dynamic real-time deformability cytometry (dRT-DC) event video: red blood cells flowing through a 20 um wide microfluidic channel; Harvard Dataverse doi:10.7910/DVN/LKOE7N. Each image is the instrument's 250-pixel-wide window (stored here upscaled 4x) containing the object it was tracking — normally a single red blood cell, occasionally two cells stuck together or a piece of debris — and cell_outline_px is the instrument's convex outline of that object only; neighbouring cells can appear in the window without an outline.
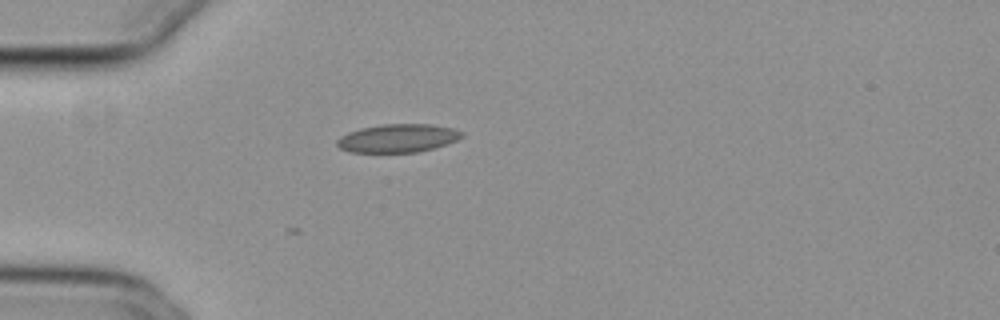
{"species": "common noctule bat (a hibernating species)", "species_latin": "Nyctalus noctula", "temperature_condition": "cold", "stored_images_in_passage": 5, "camera_frame_rate_fps": 3000, "um_per_image_px": 0.085, "animal": {"sex": "female", "body_mass_g": 29.2, "forearm_length_mm": 56.3}, "frame": {"image": 1, "passage_image": 1, "time_ms": 0.0, "image_size_px": [1000, 320], "cell_outline_px": [[464, 136], [456, 140], [432, 148], [416, 152], [348, 152], [340, 148], [336, 144], [336, 140], [340, 136], [348, 132], [360, 128], [380, 124], [432, 124], [452, 128], [464, 132]], "centroid_in_image_um": [33.78, 11.74], "position_along_channel_um": 51.2, "area_um2": 20.58}}
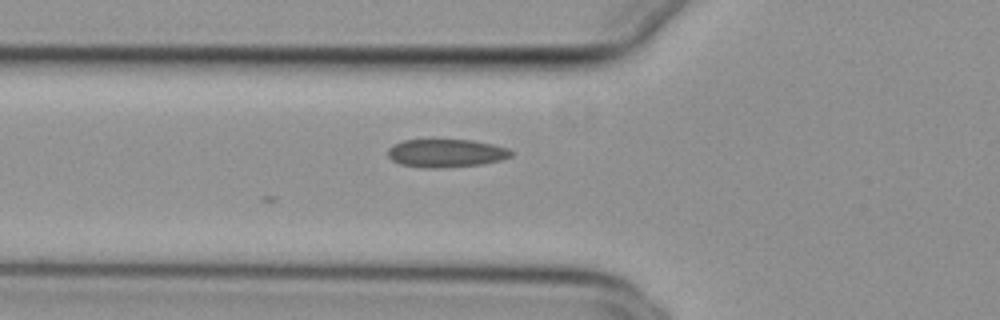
{"frame": {"image": 2, "passage_image": 5, "time_ms": 1.333, "image_size_px": [1000, 320], "cell_outline_px": [[512, 156], [500, 160], [480, 164], [440, 168], [424, 168], [400, 164], [392, 160], [388, 156], [388, 148], [392, 144], [404, 140], [472, 140], [492, 144], [508, 148], [512, 152]], "centroid_in_image_um": [37.89, 13.02], "position_along_channel_um": 87.9, "area_um2": 20.17}}